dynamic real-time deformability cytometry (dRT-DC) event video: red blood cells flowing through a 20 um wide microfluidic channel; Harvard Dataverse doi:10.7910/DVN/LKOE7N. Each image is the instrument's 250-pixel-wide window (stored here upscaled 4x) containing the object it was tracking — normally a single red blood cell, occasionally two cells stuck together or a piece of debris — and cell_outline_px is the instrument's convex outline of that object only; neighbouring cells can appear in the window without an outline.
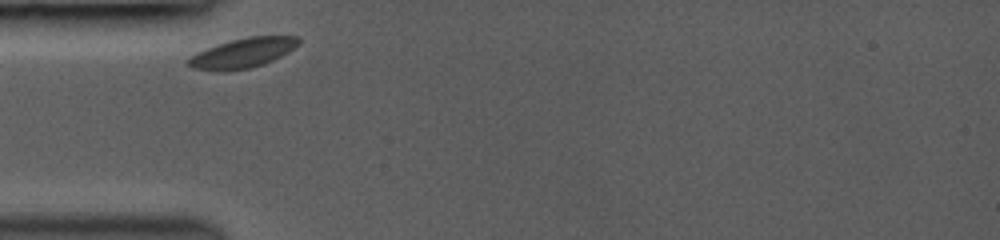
{"species": "common noctule bat (a hibernating species)", "species_latin": "Nyctalus noctula", "temperature_condition": "room temperature", "stored_images_in_passage": 23, "camera_frame_rate_fps": 3000, "um_per_image_px": 0.085, "animal": {"sex": "female", "body_mass_g": 19.0, "forearm_length_mm": 53.3}, "frame": {"image": 1, "passage_image": 1, "time_ms": 0.0, "image_size_px": [1000, 240], "cell_outline_px": [[300, 40], [288, 52], [264, 64], [248, 68], [220, 72], [216, 72], [196, 68], [188, 64], [188, 60], [196, 52], [232, 40], [248, 36], [300, 36]], "centroid_in_image_um": [20.64, 4.51], "position_along_channel_um": 64.4, "area_um2": 18.73}}
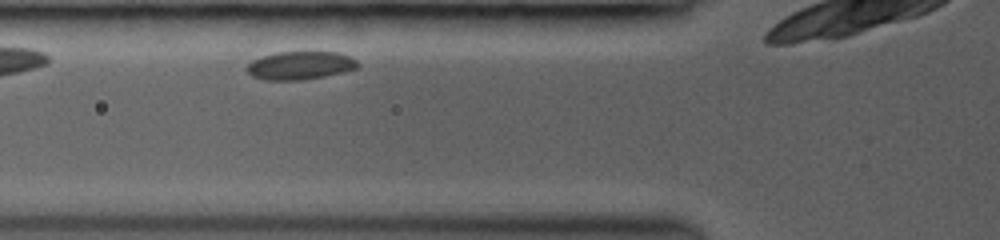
{"frame": {"image": 2, "passage_image": 4, "time_ms": 1.0, "image_size_px": [1000, 240], "cell_outline_px": [[360, 64], [356, 68], [324, 76], [300, 80], [264, 80], [252, 76], [244, 68], [252, 60], [260, 56], [276, 52], [336, 52], [348, 56], [356, 60]], "centroid_in_image_um": [25.44, 5.56], "position_along_channel_um": 100.4, "area_um2": 18.15}}
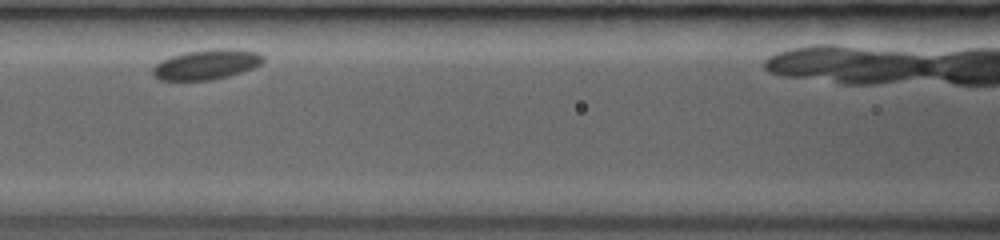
{"frame": {"image": 3, "passage_image": 7, "time_ms": 2.333, "image_size_px": [1000, 240], "cell_outline_px": [[264, 60], [260, 64], [252, 68], [228, 76], [212, 80], [156, 80], [152, 76], [152, 68], [156, 64], [172, 56], [184, 52], [216, 48], [236, 48], [256, 52], [264, 56]], "centroid_in_image_um": [17.54, 5.48], "position_along_channel_um": 149.1, "area_um2": 19.36}}